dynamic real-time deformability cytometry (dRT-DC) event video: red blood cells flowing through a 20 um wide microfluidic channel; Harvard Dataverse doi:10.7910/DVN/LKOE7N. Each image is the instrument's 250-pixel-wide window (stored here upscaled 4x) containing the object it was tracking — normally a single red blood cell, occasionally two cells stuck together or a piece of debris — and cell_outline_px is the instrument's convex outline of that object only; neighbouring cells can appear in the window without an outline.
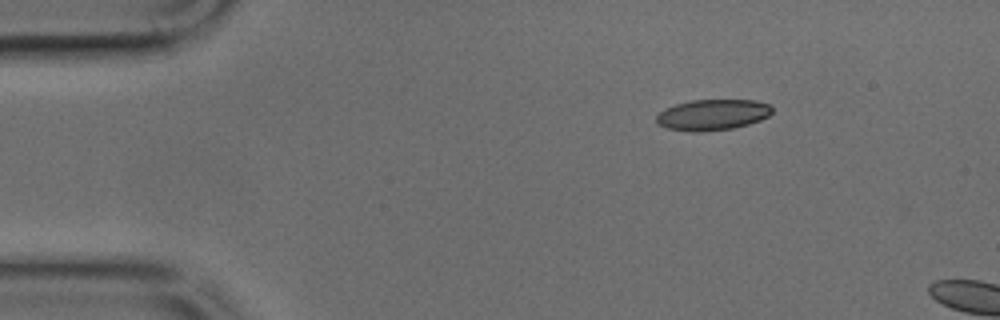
{"species": "common noctule bat (a hibernating species)", "species_latin": "Nyctalus noctula", "temperature_condition": "cold", "stored_images_in_passage": 4, "camera_frame_rate_fps": 3000, "um_per_image_px": 0.085, "animal": {"sex": "male", "body_mass_g": 17.9, "forearm_length_mm": 54.2}, "frame": {"image": 1, "passage_image": 1, "time_ms": 0.0, "image_size_px": [1000, 320], "cell_outline_px": [[772, 112], [768, 116], [760, 120], [748, 124], [732, 128], [704, 132], [692, 132], [668, 128], [656, 124], [656, 116], [664, 108], [676, 104], [692, 100], [756, 100], [768, 104], [772, 108]], "centroid_in_image_um": [60.54, 9.76], "position_along_channel_um": 24.5, "area_um2": 20.87}}